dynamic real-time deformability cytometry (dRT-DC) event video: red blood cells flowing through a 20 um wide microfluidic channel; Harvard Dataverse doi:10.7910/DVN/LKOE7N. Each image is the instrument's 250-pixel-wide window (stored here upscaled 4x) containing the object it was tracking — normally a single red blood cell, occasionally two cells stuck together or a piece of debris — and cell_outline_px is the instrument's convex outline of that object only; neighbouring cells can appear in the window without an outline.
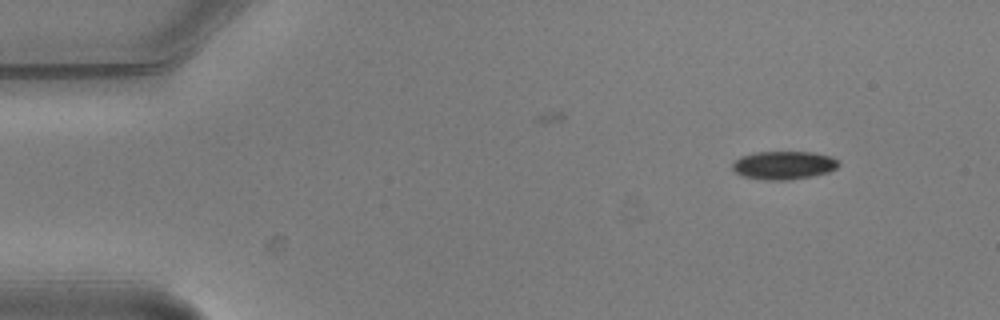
{"species": "common noctule bat (a hibernating species)", "species_latin": "Nyctalus noctula", "temperature_condition": "warm", "stored_images_in_passage": 5, "camera_frame_rate_fps": 3000, "um_per_image_px": 0.085, "animal": {"sex": "male", "body_mass_g": 20.5, "forearm_length_mm": 52.5}, "frame": {"image": 1, "passage_image": 1, "time_ms": 0.0, "image_size_px": [1000, 320], "cell_outline_px": [[840, 164], [836, 168], [828, 172], [812, 176], [788, 180], [764, 180], [744, 176], [736, 172], [732, 168], [732, 164], [740, 156], [756, 152], [812, 152], [832, 156]], "centroid_in_image_um": [66.62, 14.04], "position_along_channel_um": 18.4, "area_um2": 17.46}}
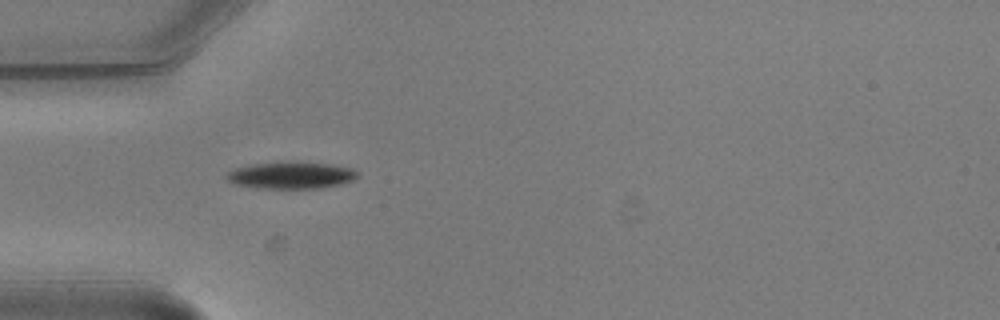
{"frame": {"image": 2, "passage_image": 4, "time_ms": 1.0, "image_size_px": [1000, 320], "cell_outline_px": [[360, 176], [352, 180], [340, 184], [320, 188], [260, 188], [232, 184], [224, 176], [228, 172], [236, 168], [252, 164], [328, 164], [352, 168]], "centroid_in_image_um": [24.72, 14.94], "position_along_channel_um": 60.3, "area_um2": 19.65}}
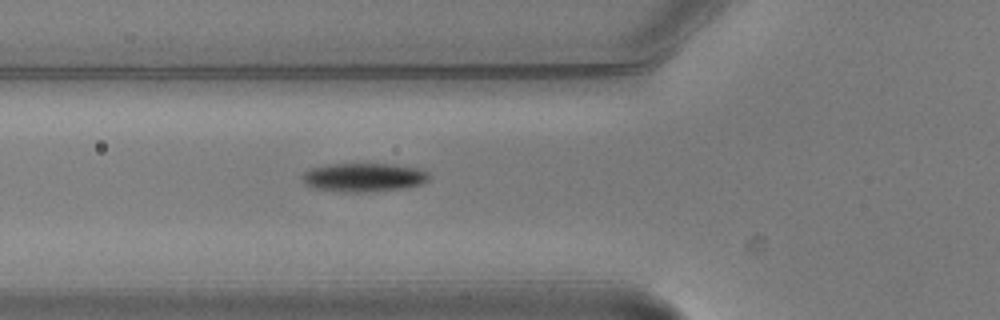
{"frame": {"image": 3, "passage_image": 5, "time_ms": 1.333, "image_size_px": [1000, 320], "cell_outline_px": [[432, 176], [424, 184], [404, 188], [364, 192], [344, 192], [312, 188], [304, 184], [300, 180], [300, 176], [304, 172], [312, 168], [332, 164], [392, 164], [420, 168], [428, 172]], "centroid_in_image_um": [30.93, 15.08], "position_along_channel_um": 94.9, "area_um2": 21.5}}